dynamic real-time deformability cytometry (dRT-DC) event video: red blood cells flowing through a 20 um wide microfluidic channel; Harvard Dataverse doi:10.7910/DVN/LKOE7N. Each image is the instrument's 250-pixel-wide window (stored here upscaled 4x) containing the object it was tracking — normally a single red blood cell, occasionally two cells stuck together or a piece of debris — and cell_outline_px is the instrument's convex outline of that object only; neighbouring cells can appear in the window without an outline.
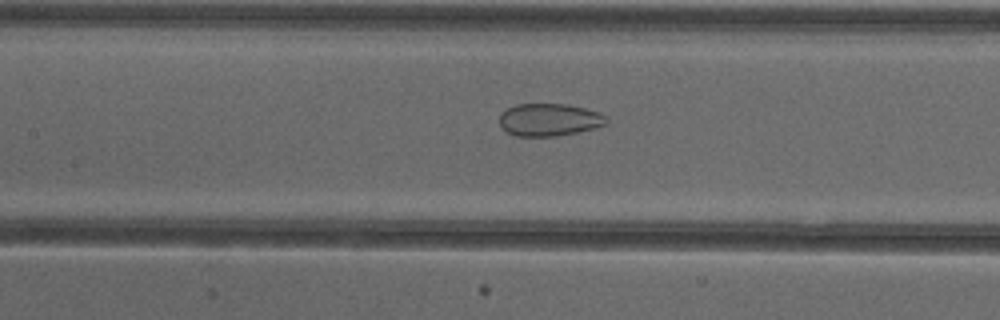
{"species": "common noctule bat (a hibernating species)", "species_latin": "Nyctalus noctula", "temperature_condition": "cold", "stored_images_in_passage": 49, "camera_frame_rate_fps": 3000, "um_per_image_px": 0.085, "animal": {"sex": "female"}, "frame": {"image": 1, "passage_image": 21, "time_ms": 6.667, "image_size_px": [1000, 320], "cell_outline_px": [[608, 120], [604, 124], [596, 128], [576, 132], [552, 136], [516, 136], [508, 132], [500, 124], [500, 112], [516, 104], [568, 104], [584, 108], [596, 112], [604, 116]], "centroid_in_image_um": [46.65, 10.17], "position_along_channel_um": 160.7, "area_um2": 20.0}}
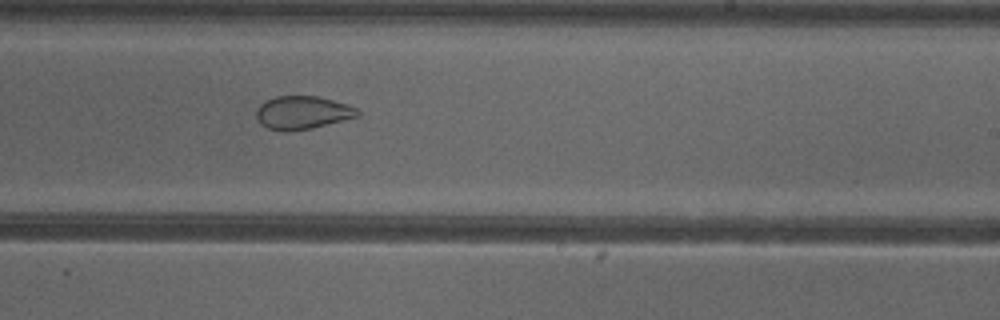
{"frame": {"image": 2, "passage_image": 29, "time_ms": 9.333, "image_size_px": [1000, 320], "cell_outline_px": [[360, 116], [312, 128], [288, 132], [284, 132], [268, 128], [260, 124], [256, 116], [256, 108], [264, 100], [276, 96], [320, 96], [356, 108], [360, 112]], "centroid_in_image_um": [25.67, 9.58], "position_along_channel_um": 263.3, "area_um2": 19.71}}
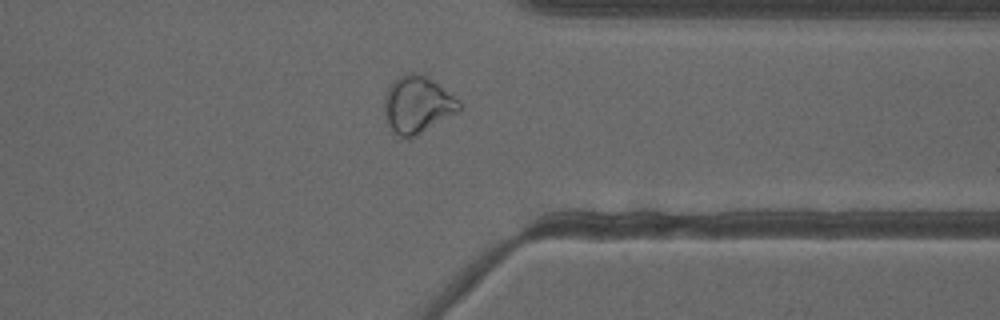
{"frame": {"image": 3, "passage_image": 38, "time_ms": 12.333, "image_size_px": [1000, 320], "cell_outline_px": [[464, 108], [460, 112], [412, 140], [408, 140], [400, 136], [384, 120], [384, 96], [392, 80], [408, 72], [412, 72], [428, 76], [460, 100]], "centroid_in_image_um": [35.52, 8.93], "position_along_channel_um": 375.9, "area_um2": 25.84}, "authors_computed_cell_mechanics": {"area_um2": 26.2412, "velocity_mm_per_s": 3.8541, "shape_relaxation_time_tau1_ms": null, "shape_relaxation_time_tau2_ms": 1.6093, "deformation_change_tau1": null, "deformation_change_tau2": 0.0695}}